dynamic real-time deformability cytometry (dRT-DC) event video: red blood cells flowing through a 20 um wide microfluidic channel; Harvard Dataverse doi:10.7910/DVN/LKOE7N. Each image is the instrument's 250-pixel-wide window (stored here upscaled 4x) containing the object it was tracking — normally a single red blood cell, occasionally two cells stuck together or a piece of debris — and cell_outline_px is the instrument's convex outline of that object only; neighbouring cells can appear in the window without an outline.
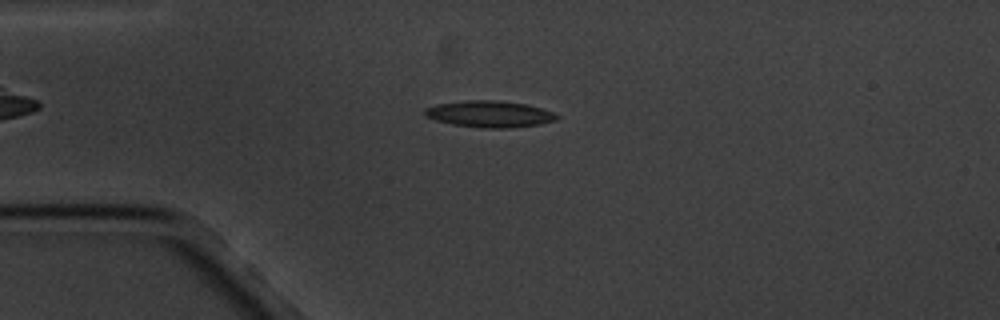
{"species": "common noctule bat (a hibernating species)", "species_latin": "Nyctalus noctula", "temperature_condition": "cold", "stored_images_in_passage": 6, "camera_frame_rate_fps": 3000, "um_per_image_px": 0.085, "animal": {"sex": "male", "body_mass_g": 20.1, "forearm_length_mm": 53.5}, "frame": {"image": 1, "passage_image": 3, "time_ms": 2.333, "image_size_px": [1000, 320], "cell_outline_px": [[560, 116], [556, 120], [540, 124], [508, 128], [484, 128], [452, 124], [436, 120], [424, 116], [424, 108], [436, 104], [464, 100], [496, 100], [524, 104], [540, 108], [552, 112]], "centroid_in_image_um": [41.57, 9.69], "position_along_channel_um": 43.4, "area_um2": 20.35}}
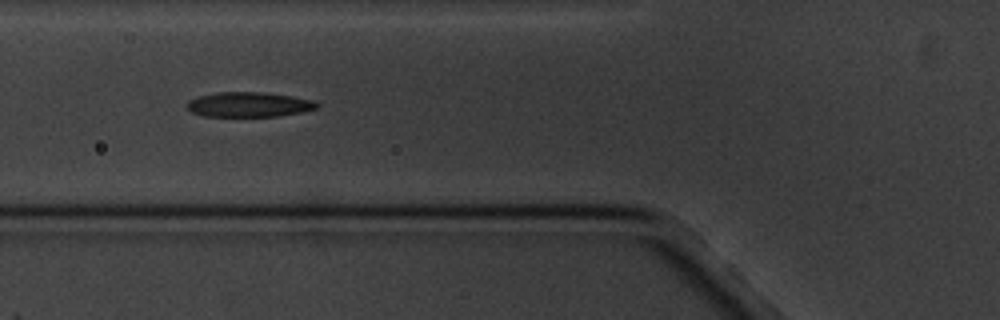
{"frame": {"image": 2, "passage_image": 5, "time_ms": 4.667, "image_size_px": [1000, 320], "cell_outline_px": [[320, 104], [316, 108], [300, 112], [276, 116], [204, 116], [192, 112], [184, 104], [188, 100], [196, 96], [216, 92], [264, 92], [292, 96], [312, 100]], "centroid_in_image_um": [21.09, 8.87], "position_along_channel_um": 104.7, "area_um2": 18.84}}
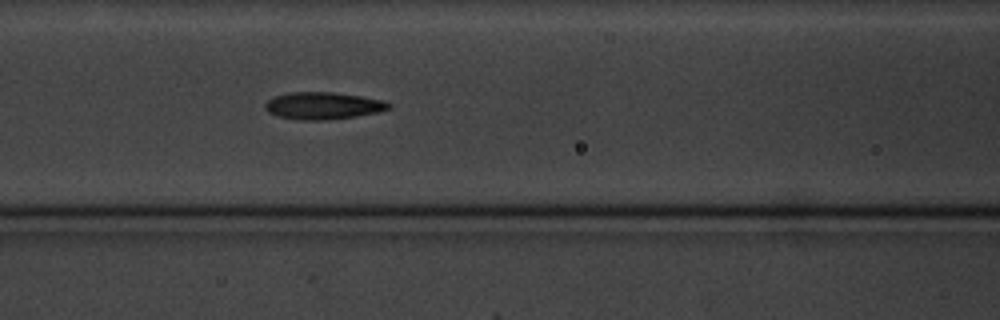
{"frame": {"image": 3, "passage_image": 6, "time_ms": 5.667, "image_size_px": [1000, 320], "cell_outline_px": [[392, 108], [376, 112], [356, 116], [324, 120], [296, 120], [280, 116], [268, 112], [264, 108], [264, 104], [272, 96], [288, 92], [332, 92], [360, 96], [384, 100], [392, 104]], "centroid_in_image_um": [27.44, 8.98], "position_along_channel_um": 139.2, "area_um2": 19.65}}